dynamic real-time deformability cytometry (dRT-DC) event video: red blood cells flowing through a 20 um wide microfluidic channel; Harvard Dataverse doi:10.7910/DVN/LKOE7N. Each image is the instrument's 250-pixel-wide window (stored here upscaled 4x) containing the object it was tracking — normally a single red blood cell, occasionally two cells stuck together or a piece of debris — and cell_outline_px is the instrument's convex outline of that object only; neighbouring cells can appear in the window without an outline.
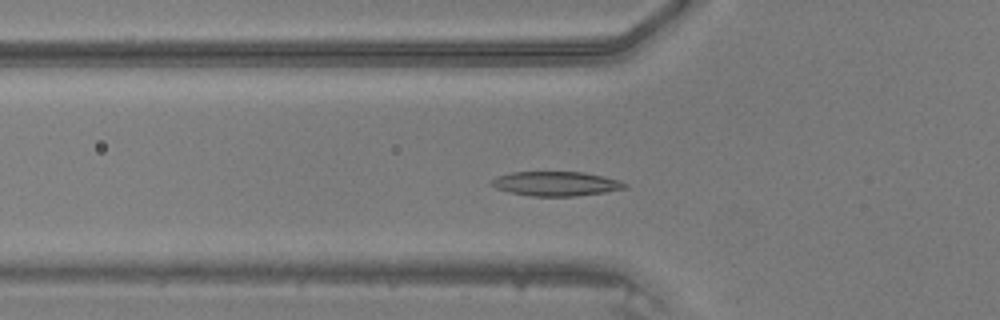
{"species": "common noctule bat (a hibernating species)", "species_latin": "Nyctalus noctula", "temperature_condition": "warm", "stored_images_in_passage": 40, "camera_frame_rate_fps": 3000, "um_per_image_px": 0.085, "animal": {"sex": "male", "body_mass_g": 20.5, "forearm_length_mm": 52.5}, "frame": {"image": 1, "passage_image": 8, "time_ms": 2.333, "image_size_px": [1000, 320], "cell_outline_px": [[628, 188], [604, 192], [576, 196], [532, 196], [512, 192], [496, 188], [488, 184], [488, 180], [496, 176], [512, 172], [584, 172], [604, 176], [620, 180], [628, 184]], "centroid_in_image_um": [47.25, 15.6], "position_along_channel_um": 78.5, "area_um2": 19.13}}
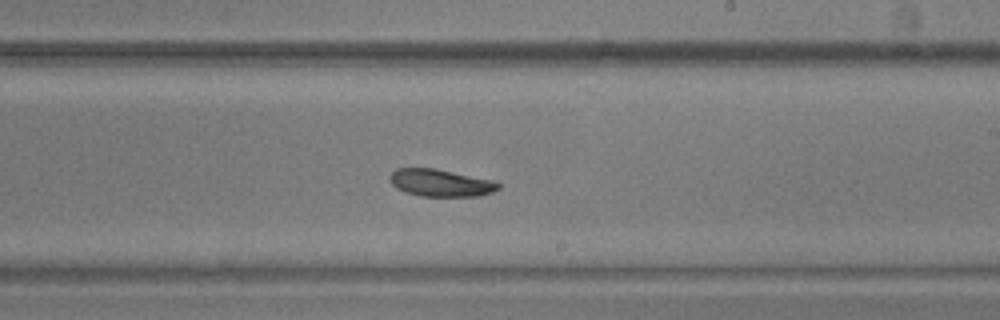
{"frame": {"image": 2, "passage_image": 20, "time_ms": 6.333, "image_size_px": [1000, 320], "cell_outline_px": [[500, 188], [492, 192], [476, 196], [420, 196], [404, 192], [396, 188], [392, 184], [388, 176], [396, 168], [436, 168], [492, 180], [500, 184]], "centroid_in_image_um": [37.41, 15.54], "position_along_channel_um": 251.6, "area_um2": 17.28}}
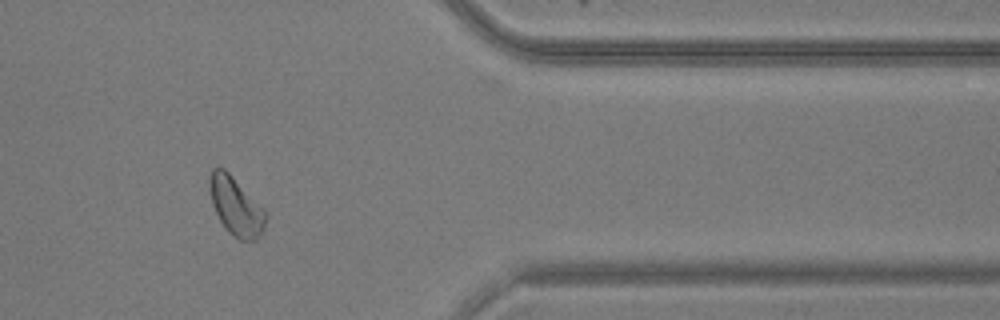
{"frame": {"image": 3, "passage_image": 31, "time_ms": 10.0, "image_size_px": [1000, 320], "cell_outline_px": [[268, 216], [264, 232], [256, 240], [240, 240], [228, 232], [220, 220], [212, 204], [208, 188], [208, 180], [212, 168], [224, 168], [268, 212]], "centroid_in_image_um": [20.08, 17.55], "position_along_channel_um": 391.3, "area_um2": 19.31}}